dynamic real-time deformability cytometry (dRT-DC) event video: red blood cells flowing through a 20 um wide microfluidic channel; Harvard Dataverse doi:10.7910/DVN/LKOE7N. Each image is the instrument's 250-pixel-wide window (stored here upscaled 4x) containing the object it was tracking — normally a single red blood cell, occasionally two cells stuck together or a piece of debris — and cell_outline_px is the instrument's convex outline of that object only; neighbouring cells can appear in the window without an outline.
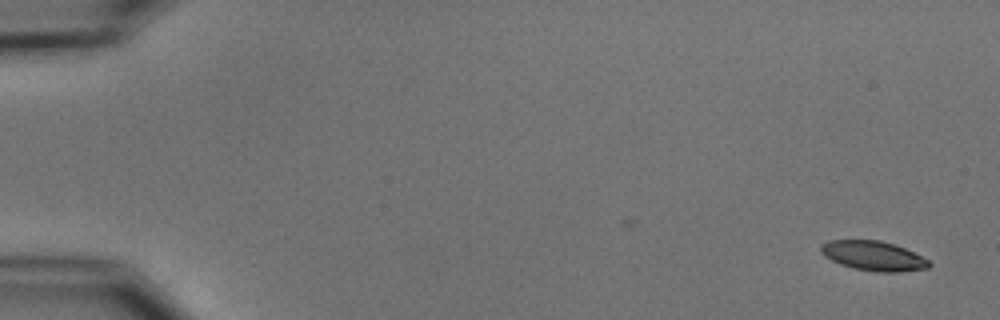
{"species": "common noctule bat (a hibernating species)", "species_latin": "Nyctalus noctula", "temperature_condition": "cold", "stored_images_in_passage": 6, "camera_frame_rate_fps": 3000, "um_per_image_px": 0.085, "animal": {"sex": "male", "body_mass_g": 15.6}, "frame": {"image": 1, "passage_image": 1, "time_ms": 0.0, "image_size_px": [1000, 320], "cell_outline_px": [[932, 264], [928, 268], [900, 272], [880, 272], [852, 268], [840, 264], [824, 256], [820, 252], [820, 244], [828, 240], [880, 240], [904, 248], [928, 260]], "centroid_in_image_um": [74.2, 21.75], "position_along_channel_um": 10.8, "area_um2": 18.61}}
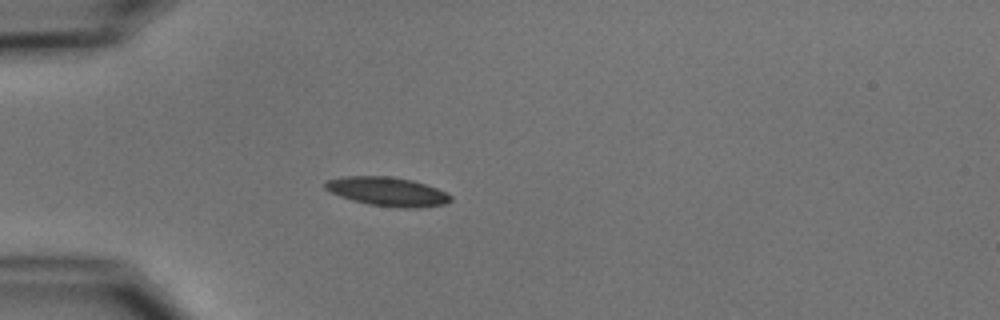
{"frame": {"image": 2, "passage_image": 5, "time_ms": 4.667, "image_size_px": [1000, 320], "cell_outline_px": [[452, 200], [444, 204], [416, 208], [400, 208], [368, 204], [352, 200], [340, 196], [324, 188], [324, 184], [328, 180], [348, 176], [388, 176], [412, 180], [436, 188], [452, 196]], "centroid_in_image_um": [32.94, 16.29], "position_along_channel_um": 52.1, "area_um2": 20.92}}